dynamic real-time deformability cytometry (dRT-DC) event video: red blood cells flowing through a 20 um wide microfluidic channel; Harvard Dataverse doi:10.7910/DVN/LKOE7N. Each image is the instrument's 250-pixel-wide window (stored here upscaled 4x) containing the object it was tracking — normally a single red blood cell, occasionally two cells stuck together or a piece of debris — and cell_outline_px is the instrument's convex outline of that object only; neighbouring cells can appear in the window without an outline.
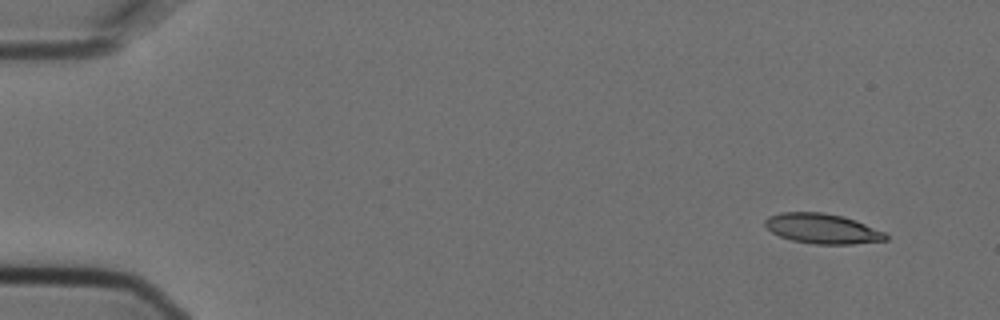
{"species": "Egyptian fruit bat (a non-hibernating species)", "species_latin": "Rousettus aegyptiacus", "temperature_condition": "cold", "stored_images_in_passage": 6, "camera_frame_rate_fps": 3000, "um_per_image_px": 0.085, "animal": {"sex": "female"}, "frame": {"image": 1, "passage_image": 1, "time_ms": 0.0, "image_size_px": [1000, 320], "cell_outline_px": [[888, 240], [852, 244], [816, 244], [792, 240], [780, 236], [772, 232], [764, 224], [764, 220], [768, 216], [780, 212], [824, 212], [844, 216], [856, 220], [884, 232], [888, 236]], "centroid_in_image_um": [69.9, 19.42], "position_along_channel_um": 15.1, "area_um2": 21.15}}
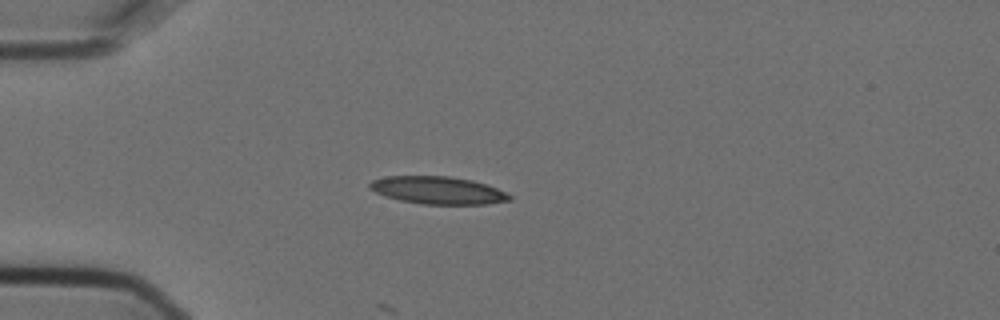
{"frame": {"image": 2, "passage_image": 4, "time_ms": 1.0, "image_size_px": [1000, 320], "cell_outline_px": [[512, 200], [488, 204], [420, 204], [400, 200], [384, 196], [368, 188], [368, 184], [372, 180], [384, 176], [448, 176], [472, 180], [496, 188], [512, 196]], "centroid_in_image_um": [37.18, 16.17], "position_along_channel_um": 47.8, "area_um2": 22.48}}
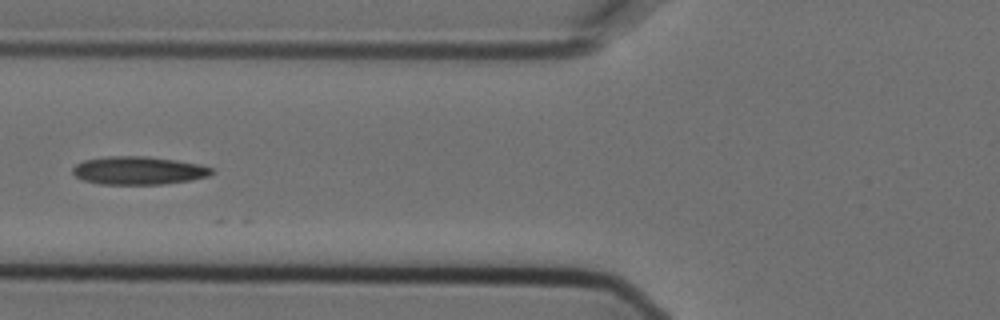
{"frame": {"image": 3, "passage_image": 6, "time_ms": 1.667, "image_size_px": [1000, 320], "cell_outline_px": [[216, 172], [208, 176], [192, 180], [160, 184], [100, 184], [84, 180], [76, 176], [72, 172], [72, 168], [76, 164], [84, 160], [108, 156], [144, 156], [176, 160], [200, 164], [212, 168]], "centroid_in_image_um": [11.79, 14.49], "position_along_channel_um": 114.0, "area_um2": 22.77}}